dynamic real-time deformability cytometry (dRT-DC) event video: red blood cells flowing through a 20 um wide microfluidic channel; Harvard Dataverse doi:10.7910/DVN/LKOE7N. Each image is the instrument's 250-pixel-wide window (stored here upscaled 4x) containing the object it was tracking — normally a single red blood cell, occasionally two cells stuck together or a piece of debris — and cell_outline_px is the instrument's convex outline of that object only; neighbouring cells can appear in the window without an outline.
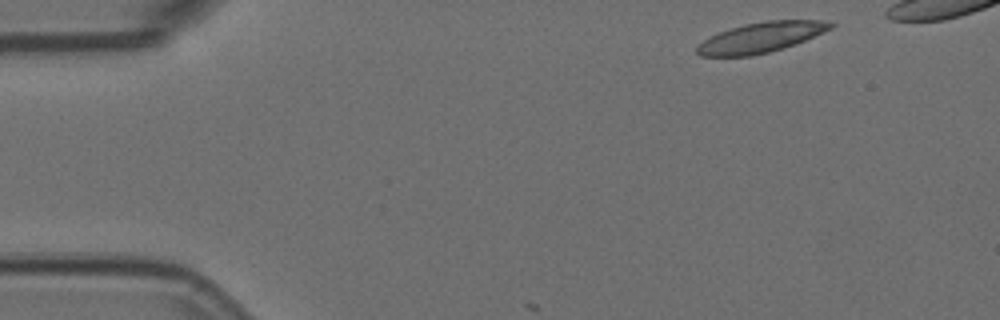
{"species": "Egyptian fruit bat (a non-hibernating species)", "species_latin": "Rousettus aegyptiacus", "temperature_condition": "room temperature", "stored_images_in_passage": 3, "camera_frame_rate_fps": 3000, "um_per_image_px": 0.085, "animal": {"sex": "female"}, "frame": {"image": 1, "passage_image": 1, "time_ms": 0.0, "image_size_px": [1000, 320], "cell_outline_px": [[836, 24], [832, 28], [824, 32], [804, 40], [768, 52], [752, 56], [700, 56], [696, 52], [696, 48], [704, 40], [720, 32], [744, 24], [768, 20], [828, 20]], "centroid_in_image_um": [64.71, 3.17], "position_along_channel_um": 20.3, "area_um2": 23.18}}
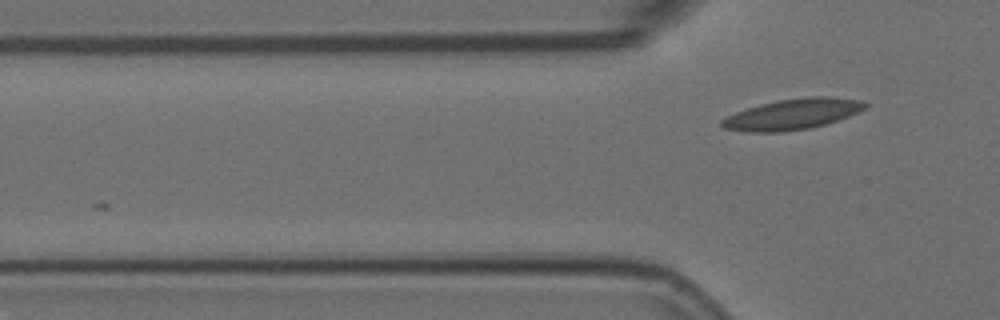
{"frame": {"image": 2, "passage_image": 3, "time_ms": 0.667, "image_size_px": [1000, 320], "cell_outline_px": [[868, 104], [864, 108], [848, 116], [824, 124], [808, 128], [780, 132], [748, 132], [724, 128], [720, 124], [720, 120], [736, 112], [760, 104], [780, 100], [808, 96], [836, 96], [864, 100]], "centroid_in_image_um": [67.38, 9.69], "position_along_channel_um": 58.4, "area_um2": 25.49}}